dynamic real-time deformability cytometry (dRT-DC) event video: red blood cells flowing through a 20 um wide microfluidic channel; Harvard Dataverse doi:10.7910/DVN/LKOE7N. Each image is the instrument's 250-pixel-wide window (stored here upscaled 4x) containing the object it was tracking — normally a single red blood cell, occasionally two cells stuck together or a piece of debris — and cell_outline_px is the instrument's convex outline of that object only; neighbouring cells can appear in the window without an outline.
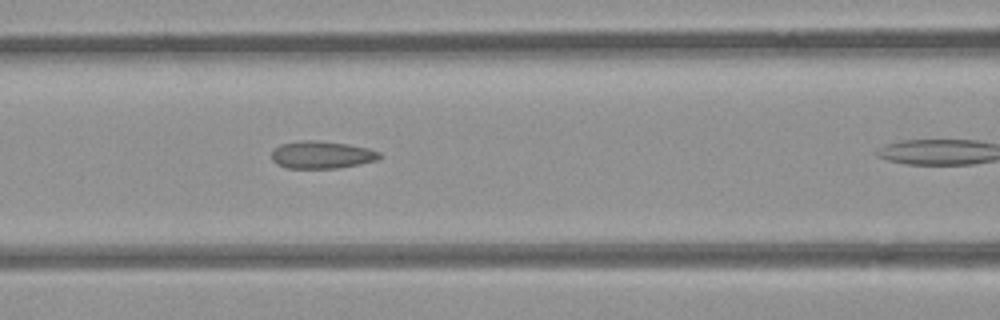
{"species": "common noctule bat (a hibernating species)", "species_latin": "Nyctalus noctula", "temperature_condition": "room temperature", "stored_images_in_passage": 12, "camera_frame_rate_fps": 3000, "um_per_image_px": 0.085, "animal": {"sex": "female", "body_mass_g": 21.9}, "frame": {"image": 1, "passage_image": 6, "time_ms": 1.667, "image_size_px": [1000, 320], "cell_outline_px": [[384, 156], [376, 160], [360, 164], [336, 168], [288, 168], [276, 164], [272, 160], [272, 152], [280, 144], [304, 140], [308, 140], [348, 144], [368, 148], [380, 152]], "centroid_in_image_um": [27.37, 13.16], "position_along_channel_um": 139.2, "area_um2": 17.17}}
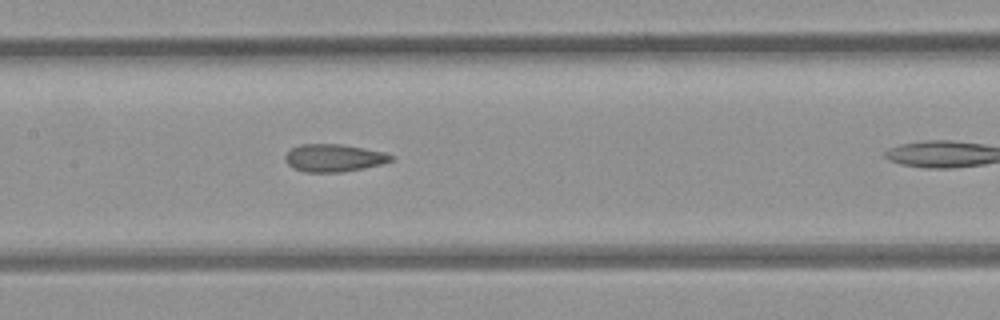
{"frame": {"image": 2, "passage_image": 9, "time_ms": 2.667, "image_size_px": [1000, 320], "cell_outline_px": [[396, 160], [364, 168], [340, 172], [304, 172], [292, 168], [284, 160], [284, 156], [292, 148], [300, 144], [340, 144], [384, 152], [396, 156]], "centroid_in_image_um": [28.38, 13.43], "position_along_channel_um": 179.0, "area_um2": 17.11}}